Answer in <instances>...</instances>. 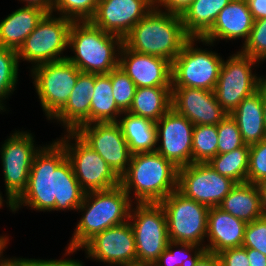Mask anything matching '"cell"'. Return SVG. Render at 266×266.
I'll return each mask as SVG.
<instances>
[{"instance_id": "cell-36", "label": "cell", "mask_w": 266, "mask_h": 266, "mask_svg": "<svg viewBox=\"0 0 266 266\" xmlns=\"http://www.w3.org/2000/svg\"><path fill=\"white\" fill-rule=\"evenodd\" d=\"M111 84L117 107L122 112H128L135 96L136 85L119 67L111 71Z\"/></svg>"}, {"instance_id": "cell-22", "label": "cell", "mask_w": 266, "mask_h": 266, "mask_svg": "<svg viewBox=\"0 0 266 266\" xmlns=\"http://www.w3.org/2000/svg\"><path fill=\"white\" fill-rule=\"evenodd\" d=\"M96 74L81 72L66 104L50 119L60 122L66 131H75L90 123V105L94 94Z\"/></svg>"}, {"instance_id": "cell-16", "label": "cell", "mask_w": 266, "mask_h": 266, "mask_svg": "<svg viewBox=\"0 0 266 266\" xmlns=\"http://www.w3.org/2000/svg\"><path fill=\"white\" fill-rule=\"evenodd\" d=\"M74 132L97 152L119 177L126 172L132 153L117 122L80 125Z\"/></svg>"}, {"instance_id": "cell-32", "label": "cell", "mask_w": 266, "mask_h": 266, "mask_svg": "<svg viewBox=\"0 0 266 266\" xmlns=\"http://www.w3.org/2000/svg\"><path fill=\"white\" fill-rule=\"evenodd\" d=\"M206 252L207 249L199 245L169 241L153 266H195Z\"/></svg>"}, {"instance_id": "cell-29", "label": "cell", "mask_w": 266, "mask_h": 266, "mask_svg": "<svg viewBox=\"0 0 266 266\" xmlns=\"http://www.w3.org/2000/svg\"><path fill=\"white\" fill-rule=\"evenodd\" d=\"M231 0H194L181 16L186 34L202 38L214 24L219 12Z\"/></svg>"}, {"instance_id": "cell-45", "label": "cell", "mask_w": 266, "mask_h": 266, "mask_svg": "<svg viewBox=\"0 0 266 266\" xmlns=\"http://www.w3.org/2000/svg\"><path fill=\"white\" fill-rule=\"evenodd\" d=\"M250 266H266V256L253 248H246Z\"/></svg>"}, {"instance_id": "cell-2", "label": "cell", "mask_w": 266, "mask_h": 266, "mask_svg": "<svg viewBox=\"0 0 266 266\" xmlns=\"http://www.w3.org/2000/svg\"><path fill=\"white\" fill-rule=\"evenodd\" d=\"M133 199L121 186L103 191L87 192L77 210L82 217L67 244L65 256L80 250L91 238L112 226L129 220Z\"/></svg>"}, {"instance_id": "cell-8", "label": "cell", "mask_w": 266, "mask_h": 266, "mask_svg": "<svg viewBox=\"0 0 266 266\" xmlns=\"http://www.w3.org/2000/svg\"><path fill=\"white\" fill-rule=\"evenodd\" d=\"M65 134L57 140L63 145L75 177L85 193L120 186V177L97 152L74 131H66ZM72 140L74 143H71Z\"/></svg>"}, {"instance_id": "cell-51", "label": "cell", "mask_w": 266, "mask_h": 266, "mask_svg": "<svg viewBox=\"0 0 266 266\" xmlns=\"http://www.w3.org/2000/svg\"><path fill=\"white\" fill-rule=\"evenodd\" d=\"M258 91L261 93L262 104H263V114H264V125L266 129V90L262 89L259 86Z\"/></svg>"}, {"instance_id": "cell-37", "label": "cell", "mask_w": 266, "mask_h": 266, "mask_svg": "<svg viewBox=\"0 0 266 266\" xmlns=\"http://www.w3.org/2000/svg\"><path fill=\"white\" fill-rule=\"evenodd\" d=\"M239 51L258 62L266 60V18L254 20L249 37Z\"/></svg>"}, {"instance_id": "cell-28", "label": "cell", "mask_w": 266, "mask_h": 266, "mask_svg": "<svg viewBox=\"0 0 266 266\" xmlns=\"http://www.w3.org/2000/svg\"><path fill=\"white\" fill-rule=\"evenodd\" d=\"M172 108V87H137L129 113L157 122Z\"/></svg>"}, {"instance_id": "cell-25", "label": "cell", "mask_w": 266, "mask_h": 266, "mask_svg": "<svg viewBox=\"0 0 266 266\" xmlns=\"http://www.w3.org/2000/svg\"><path fill=\"white\" fill-rule=\"evenodd\" d=\"M230 116L236 121L245 145L251 146L266 139L263 104L259 91L244 98Z\"/></svg>"}, {"instance_id": "cell-1", "label": "cell", "mask_w": 266, "mask_h": 266, "mask_svg": "<svg viewBox=\"0 0 266 266\" xmlns=\"http://www.w3.org/2000/svg\"><path fill=\"white\" fill-rule=\"evenodd\" d=\"M84 195L63 145L54 140L35 154L27 187L15 207L16 211L22 206L43 212L77 211Z\"/></svg>"}, {"instance_id": "cell-42", "label": "cell", "mask_w": 266, "mask_h": 266, "mask_svg": "<svg viewBox=\"0 0 266 266\" xmlns=\"http://www.w3.org/2000/svg\"><path fill=\"white\" fill-rule=\"evenodd\" d=\"M155 7L161 11L173 15L182 16L194 0H154ZM163 7L165 10H163Z\"/></svg>"}, {"instance_id": "cell-17", "label": "cell", "mask_w": 266, "mask_h": 266, "mask_svg": "<svg viewBox=\"0 0 266 266\" xmlns=\"http://www.w3.org/2000/svg\"><path fill=\"white\" fill-rule=\"evenodd\" d=\"M155 125L158 145L156 152L177 168L192 164L194 124L171 108Z\"/></svg>"}, {"instance_id": "cell-18", "label": "cell", "mask_w": 266, "mask_h": 266, "mask_svg": "<svg viewBox=\"0 0 266 266\" xmlns=\"http://www.w3.org/2000/svg\"><path fill=\"white\" fill-rule=\"evenodd\" d=\"M154 7V0H99L89 21L105 32L124 38Z\"/></svg>"}, {"instance_id": "cell-48", "label": "cell", "mask_w": 266, "mask_h": 266, "mask_svg": "<svg viewBox=\"0 0 266 266\" xmlns=\"http://www.w3.org/2000/svg\"><path fill=\"white\" fill-rule=\"evenodd\" d=\"M26 3L25 6H36L44 9L47 13L51 12V6L53 0H19Z\"/></svg>"}, {"instance_id": "cell-19", "label": "cell", "mask_w": 266, "mask_h": 266, "mask_svg": "<svg viewBox=\"0 0 266 266\" xmlns=\"http://www.w3.org/2000/svg\"><path fill=\"white\" fill-rule=\"evenodd\" d=\"M172 108L194 125H218L228 115L214 91L198 88L172 87Z\"/></svg>"}, {"instance_id": "cell-7", "label": "cell", "mask_w": 266, "mask_h": 266, "mask_svg": "<svg viewBox=\"0 0 266 266\" xmlns=\"http://www.w3.org/2000/svg\"><path fill=\"white\" fill-rule=\"evenodd\" d=\"M72 23L73 20L69 18L54 16V12L46 13L17 50L19 62L23 59L34 68L40 64L67 59L63 52L69 49V30Z\"/></svg>"}, {"instance_id": "cell-39", "label": "cell", "mask_w": 266, "mask_h": 266, "mask_svg": "<svg viewBox=\"0 0 266 266\" xmlns=\"http://www.w3.org/2000/svg\"><path fill=\"white\" fill-rule=\"evenodd\" d=\"M249 147L247 182L258 185L266 181V139Z\"/></svg>"}, {"instance_id": "cell-4", "label": "cell", "mask_w": 266, "mask_h": 266, "mask_svg": "<svg viewBox=\"0 0 266 266\" xmlns=\"http://www.w3.org/2000/svg\"><path fill=\"white\" fill-rule=\"evenodd\" d=\"M189 39L181 16L154 7L123 38V44L132 51L161 57L172 64Z\"/></svg>"}, {"instance_id": "cell-38", "label": "cell", "mask_w": 266, "mask_h": 266, "mask_svg": "<svg viewBox=\"0 0 266 266\" xmlns=\"http://www.w3.org/2000/svg\"><path fill=\"white\" fill-rule=\"evenodd\" d=\"M217 132H218L217 154L231 152L245 145L240 130L238 128V125L230 115H227L217 125Z\"/></svg>"}, {"instance_id": "cell-21", "label": "cell", "mask_w": 266, "mask_h": 266, "mask_svg": "<svg viewBox=\"0 0 266 266\" xmlns=\"http://www.w3.org/2000/svg\"><path fill=\"white\" fill-rule=\"evenodd\" d=\"M254 19L246 0H231L218 14L211 29L197 41L214 46L215 41L243 38L247 41ZM207 44V45H206Z\"/></svg>"}, {"instance_id": "cell-44", "label": "cell", "mask_w": 266, "mask_h": 266, "mask_svg": "<svg viewBox=\"0 0 266 266\" xmlns=\"http://www.w3.org/2000/svg\"><path fill=\"white\" fill-rule=\"evenodd\" d=\"M254 20L266 18V0H246Z\"/></svg>"}, {"instance_id": "cell-5", "label": "cell", "mask_w": 266, "mask_h": 266, "mask_svg": "<svg viewBox=\"0 0 266 266\" xmlns=\"http://www.w3.org/2000/svg\"><path fill=\"white\" fill-rule=\"evenodd\" d=\"M123 38L103 31L90 21H73L69 43L74 56L67 59L81 72L108 74L119 66Z\"/></svg>"}, {"instance_id": "cell-54", "label": "cell", "mask_w": 266, "mask_h": 266, "mask_svg": "<svg viewBox=\"0 0 266 266\" xmlns=\"http://www.w3.org/2000/svg\"><path fill=\"white\" fill-rule=\"evenodd\" d=\"M3 251H5V250H0V256L4 253Z\"/></svg>"}, {"instance_id": "cell-53", "label": "cell", "mask_w": 266, "mask_h": 266, "mask_svg": "<svg viewBox=\"0 0 266 266\" xmlns=\"http://www.w3.org/2000/svg\"><path fill=\"white\" fill-rule=\"evenodd\" d=\"M262 78H260V87L264 90H266V77L264 76H260Z\"/></svg>"}, {"instance_id": "cell-27", "label": "cell", "mask_w": 266, "mask_h": 266, "mask_svg": "<svg viewBox=\"0 0 266 266\" xmlns=\"http://www.w3.org/2000/svg\"><path fill=\"white\" fill-rule=\"evenodd\" d=\"M117 123L132 154L156 151L157 135L155 122L129 112H123Z\"/></svg>"}, {"instance_id": "cell-3", "label": "cell", "mask_w": 266, "mask_h": 266, "mask_svg": "<svg viewBox=\"0 0 266 266\" xmlns=\"http://www.w3.org/2000/svg\"><path fill=\"white\" fill-rule=\"evenodd\" d=\"M178 168L156 151L132 154L120 186L135 203H160L177 190ZM133 191V193L131 192ZM136 201V202H135Z\"/></svg>"}, {"instance_id": "cell-12", "label": "cell", "mask_w": 266, "mask_h": 266, "mask_svg": "<svg viewBox=\"0 0 266 266\" xmlns=\"http://www.w3.org/2000/svg\"><path fill=\"white\" fill-rule=\"evenodd\" d=\"M80 73L68 59L31 68V77L47 120L66 104Z\"/></svg>"}, {"instance_id": "cell-6", "label": "cell", "mask_w": 266, "mask_h": 266, "mask_svg": "<svg viewBox=\"0 0 266 266\" xmlns=\"http://www.w3.org/2000/svg\"><path fill=\"white\" fill-rule=\"evenodd\" d=\"M129 223L136 243L137 266H153L169 243L167 219L160 203H135Z\"/></svg>"}, {"instance_id": "cell-40", "label": "cell", "mask_w": 266, "mask_h": 266, "mask_svg": "<svg viewBox=\"0 0 266 266\" xmlns=\"http://www.w3.org/2000/svg\"><path fill=\"white\" fill-rule=\"evenodd\" d=\"M242 246L258 250L266 256V218L247 223Z\"/></svg>"}, {"instance_id": "cell-52", "label": "cell", "mask_w": 266, "mask_h": 266, "mask_svg": "<svg viewBox=\"0 0 266 266\" xmlns=\"http://www.w3.org/2000/svg\"><path fill=\"white\" fill-rule=\"evenodd\" d=\"M9 242V238L4 235V236H0V250H4L7 246Z\"/></svg>"}, {"instance_id": "cell-24", "label": "cell", "mask_w": 266, "mask_h": 266, "mask_svg": "<svg viewBox=\"0 0 266 266\" xmlns=\"http://www.w3.org/2000/svg\"><path fill=\"white\" fill-rule=\"evenodd\" d=\"M47 12L36 6H23L0 21V47L18 50Z\"/></svg>"}, {"instance_id": "cell-41", "label": "cell", "mask_w": 266, "mask_h": 266, "mask_svg": "<svg viewBox=\"0 0 266 266\" xmlns=\"http://www.w3.org/2000/svg\"><path fill=\"white\" fill-rule=\"evenodd\" d=\"M222 266H250L246 248L235 247L218 253Z\"/></svg>"}, {"instance_id": "cell-34", "label": "cell", "mask_w": 266, "mask_h": 266, "mask_svg": "<svg viewBox=\"0 0 266 266\" xmlns=\"http://www.w3.org/2000/svg\"><path fill=\"white\" fill-rule=\"evenodd\" d=\"M19 60L17 51L0 47V111H6L4 100L16 90Z\"/></svg>"}, {"instance_id": "cell-47", "label": "cell", "mask_w": 266, "mask_h": 266, "mask_svg": "<svg viewBox=\"0 0 266 266\" xmlns=\"http://www.w3.org/2000/svg\"><path fill=\"white\" fill-rule=\"evenodd\" d=\"M0 256V266H29V258H3Z\"/></svg>"}, {"instance_id": "cell-50", "label": "cell", "mask_w": 266, "mask_h": 266, "mask_svg": "<svg viewBox=\"0 0 266 266\" xmlns=\"http://www.w3.org/2000/svg\"><path fill=\"white\" fill-rule=\"evenodd\" d=\"M2 193L0 192V209L4 205L3 203L6 202V206L9 207L12 212H16V207H15V201L11 197H6V201L3 200V196L1 195Z\"/></svg>"}, {"instance_id": "cell-30", "label": "cell", "mask_w": 266, "mask_h": 266, "mask_svg": "<svg viewBox=\"0 0 266 266\" xmlns=\"http://www.w3.org/2000/svg\"><path fill=\"white\" fill-rule=\"evenodd\" d=\"M94 94L90 105V123L118 122L122 111L117 107L111 84V71L96 74Z\"/></svg>"}, {"instance_id": "cell-15", "label": "cell", "mask_w": 266, "mask_h": 266, "mask_svg": "<svg viewBox=\"0 0 266 266\" xmlns=\"http://www.w3.org/2000/svg\"><path fill=\"white\" fill-rule=\"evenodd\" d=\"M81 249L87 259L108 266H137L135 236L129 221L96 234Z\"/></svg>"}, {"instance_id": "cell-10", "label": "cell", "mask_w": 266, "mask_h": 266, "mask_svg": "<svg viewBox=\"0 0 266 266\" xmlns=\"http://www.w3.org/2000/svg\"><path fill=\"white\" fill-rule=\"evenodd\" d=\"M196 41L190 38L172 62V87L214 91L223 59L207 48L202 50Z\"/></svg>"}, {"instance_id": "cell-23", "label": "cell", "mask_w": 266, "mask_h": 266, "mask_svg": "<svg viewBox=\"0 0 266 266\" xmlns=\"http://www.w3.org/2000/svg\"><path fill=\"white\" fill-rule=\"evenodd\" d=\"M247 223L219 207L208 211L207 252L218 254L226 249L242 247Z\"/></svg>"}, {"instance_id": "cell-26", "label": "cell", "mask_w": 266, "mask_h": 266, "mask_svg": "<svg viewBox=\"0 0 266 266\" xmlns=\"http://www.w3.org/2000/svg\"><path fill=\"white\" fill-rule=\"evenodd\" d=\"M218 207L246 223L261 218L258 185L250 182L236 183Z\"/></svg>"}, {"instance_id": "cell-9", "label": "cell", "mask_w": 266, "mask_h": 266, "mask_svg": "<svg viewBox=\"0 0 266 266\" xmlns=\"http://www.w3.org/2000/svg\"><path fill=\"white\" fill-rule=\"evenodd\" d=\"M160 204L166 214L170 241L205 247L209 207L184 196L178 190Z\"/></svg>"}, {"instance_id": "cell-11", "label": "cell", "mask_w": 266, "mask_h": 266, "mask_svg": "<svg viewBox=\"0 0 266 266\" xmlns=\"http://www.w3.org/2000/svg\"><path fill=\"white\" fill-rule=\"evenodd\" d=\"M222 62L214 93L217 102L230 115L242 102L258 91L260 75L252 73L255 64H261L240 51Z\"/></svg>"}, {"instance_id": "cell-14", "label": "cell", "mask_w": 266, "mask_h": 266, "mask_svg": "<svg viewBox=\"0 0 266 266\" xmlns=\"http://www.w3.org/2000/svg\"><path fill=\"white\" fill-rule=\"evenodd\" d=\"M235 184L216 172L208 162L178 168L177 190L209 208L218 207Z\"/></svg>"}, {"instance_id": "cell-33", "label": "cell", "mask_w": 266, "mask_h": 266, "mask_svg": "<svg viewBox=\"0 0 266 266\" xmlns=\"http://www.w3.org/2000/svg\"><path fill=\"white\" fill-rule=\"evenodd\" d=\"M217 125H194L192 163H207L217 155Z\"/></svg>"}, {"instance_id": "cell-35", "label": "cell", "mask_w": 266, "mask_h": 266, "mask_svg": "<svg viewBox=\"0 0 266 266\" xmlns=\"http://www.w3.org/2000/svg\"><path fill=\"white\" fill-rule=\"evenodd\" d=\"M99 0H53L51 12L73 21H89L95 14ZM60 12V13H59Z\"/></svg>"}, {"instance_id": "cell-43", "label": "cell", "mask_w": 266, "mask_h": 266, "mask_svg": "<svg viewBox=\"0 0 266 266\" xmlns=\"http://www.w3.org/2000/svg\"><path fill=\"white\" fill-rule=\"evenodd\" d=\"M29 266H85L82 261H79L78 259H29Z\"/></svg>"}, {"instance_id": "cell-31", "label": "cell", "mask_w": 266, "mask_h": 266, "mask_svg": "<svg viewBox=\"0 0 266 266\" xmlns=\"http://www.w3.org/2000/svg\"><path fill=\"white\" fill-rule=\"evenodd\" d=\"M250 147L244 145L231 152L217 154L208 163L220 175L232 179L235 183L247 182Z\"/></svg>"}, {"instance_id": "cell-20", "label": "cell", "mask_w": 266, "mask_h": 266, "mask_svg": "<svg viewBox=\"0 0 266 266\" xmlns=\"http://www.w3.org/2000/svg\"><path fill=\"white\" fill-rule=\"evenodd\" d=\"M118 67L136 87H172V64L164 58L132 51L123 44Z\"/></svg>"}, {"instance_id": "cell-49", "label": "cell", "mask_w": 266, "mask_h": 266, "mask_svg": "<svg viewBox=\"0 0 266 266\" xmlns=\"http://www.w3.org/2000/svg\"><path fill=\"white\" fill-rule=\"evenodd\" d=\"M258 189L260 192L262 217L266 218V181L259 183Z\"/></svg>"}, {"instance_id": "cell-13", "label": "cell", "mask_w": 266, "mask_h": 266, "mask_svg": "<svg viewBox=\"0 0 266 266\" xmlns=\"http://www.w3.org/2000/svg\"><path fill=\"white\" fill-rule=\"evenodd\" d=\"M34 136L28 131H14L0 148L6 197L16 201L25 191L35 154Z\"/></svg>"}, {"instance_id": "cell-46", "label": "cell", "mask_w": 266, "mask_h": 266, "mask_svg": "<svg viewBox=\"0 0 266 266\" xmlns=\"http://www.w3.org/2000/svg\"><path fill=\"white\" fill-rule=\"evenodd\" d=\"M195 266H222L218 254L206 252Z\"/></svg>"}]
</instances>
